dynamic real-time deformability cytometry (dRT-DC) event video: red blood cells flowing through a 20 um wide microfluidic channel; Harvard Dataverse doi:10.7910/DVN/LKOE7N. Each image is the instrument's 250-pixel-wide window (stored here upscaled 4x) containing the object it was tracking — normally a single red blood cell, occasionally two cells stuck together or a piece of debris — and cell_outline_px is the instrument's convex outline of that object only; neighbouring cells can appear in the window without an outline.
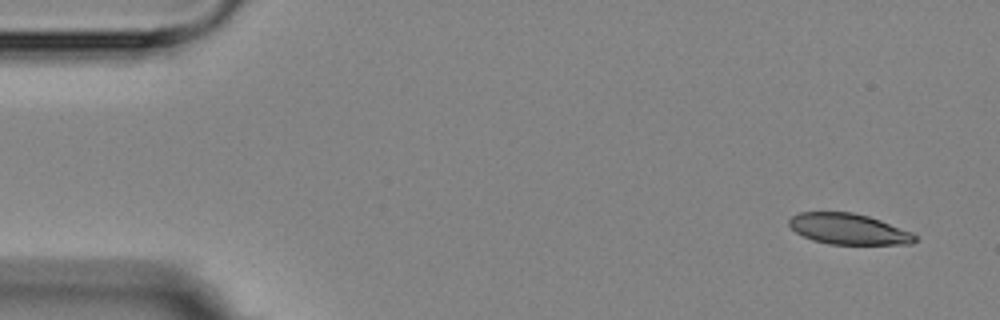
{"species": "Egyptian fruit bat (a non-hibernating species)", "species_latin": "Rousettus aegyptiacus", "temperature_condition": "room temperature", "stored_images_in_passage": 7, "camera_frame_rate_fps": 3000, "um_per_image_px": 0.085, "animal": {"sex": "female"}, "frame": {"image": 1, "passage_image": 1, "time_ms": 0.0, "image_size_px": [1000, 320], "cell_outline_px": [[916, 240], [912, 244], [828, 244], [812, 240], [796, 232], [788, 224], [788, 220], [792, 216], [800, 212], [852, 212], [868, 216], [880, 220], [912, 232], [916, 236]], "centroid_in_image_um": [72.12, 19.47], "position_along_channel_um": 12.9, "area_um2": 22.54}}
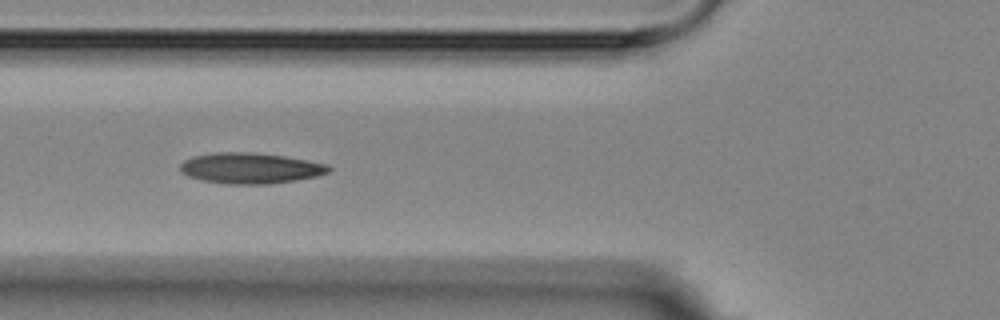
{"frame": {"image": 2, "passage_image": 6, "time_ms": 5.667, "image_size_px": [1000, 320], "cell_outline_px": [[332, 168], [328, 172], [316, 176], [296, 180], [268, 184], [228, 184], [200, 180], [188, 176], [180, 172], [180, 164], [184, 160], [192, 156], [216, 152], [252, 152], [284, 156], [328, 164]], "centroid_in_image_um": [21.25, 14.29], "position_along_channel_um": 104.6, "area_um2": 26.7}}
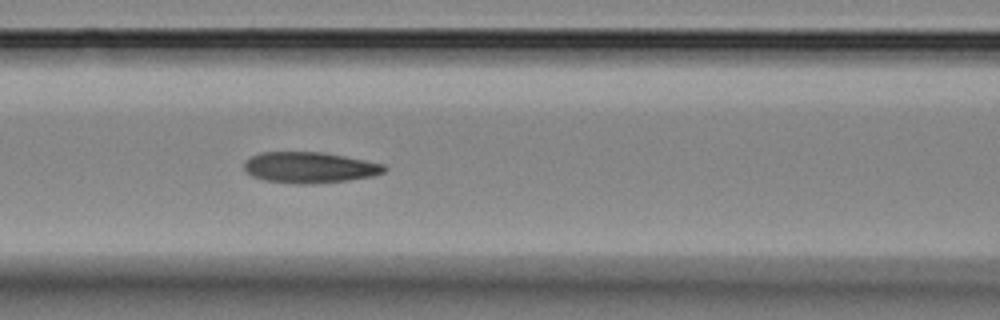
{"frame": {"image": 3, "passage_image": 7, "time_ms": 6.667, "image_size_px": [1000, 320], "cell_outline_px": [[388, 168], [384, 172], [372, 176], [348, 180], [308, 184], [296, 184], [264, 180], [252, 176], [244, 168], [244, 160], [260, 152], [320, 152], [344, 156], [384, 164]], "centroid_in_image_um": [26.3, 14.23], "position_along_channel_um": 140.3, "area_um2": 25.2}}